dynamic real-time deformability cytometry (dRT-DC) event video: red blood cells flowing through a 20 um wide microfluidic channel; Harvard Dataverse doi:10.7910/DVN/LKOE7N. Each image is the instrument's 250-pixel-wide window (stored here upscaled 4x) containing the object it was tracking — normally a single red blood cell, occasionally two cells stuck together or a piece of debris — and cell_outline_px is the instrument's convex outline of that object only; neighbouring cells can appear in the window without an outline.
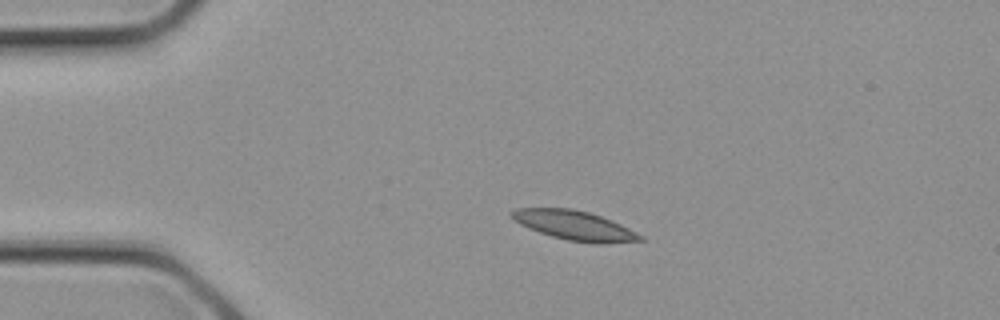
{"species": "common noctule bat (a hibernating species)", "species_latin": "Nyctalus noctula", "temperature_condition": "cold", "stored_images_in_passage": 3, "camera_frame_rate_fps": 3000, "um_per_image_px": 0.085, "animal": {"sex": "female", "body_mass_g": 21.9}, "frame": {"image": 1, "passage_image": 2, "time_ms": 0.333, "image_size_px": [1000, 320], "cell_outline_px": [[648, 240], [604, 244], [596, 244], [568, 240], [552, 236], [528, 228], [512, 220], [508, 216], [508, 212], [516, 208], [572, 208], [588, 212], [612, 220], [644, 236]], "centroid_in_image_um": [48.82, 19.16], "position_along_channel_um": 36.2, "area_um2": 22.31}}
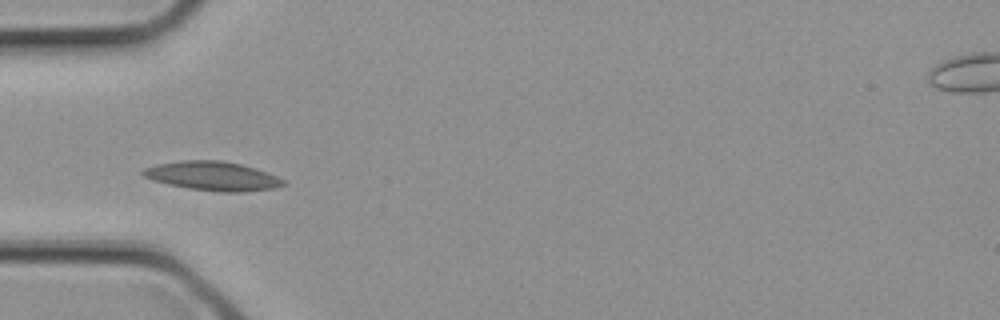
{"frame": {"image": 2, "passage_image": 3, "time_ms": 0.667, "image_size_px": [1000, 320], "cell_outline_px": [[288, 184], [276, 188], [244, 192], [220, 192], [188, 188], [168, 184], [152, 180], [144, 176], [140, 172], [144, 168], [156, 164], [180, 160], [220, 160], [240, 164], [256, 168], [276, 176], [284, 180]], "centroid_in_image_um": [18.08, 14.96], "position_along_channel_um": 66.9, "area_um2": 23.87}}